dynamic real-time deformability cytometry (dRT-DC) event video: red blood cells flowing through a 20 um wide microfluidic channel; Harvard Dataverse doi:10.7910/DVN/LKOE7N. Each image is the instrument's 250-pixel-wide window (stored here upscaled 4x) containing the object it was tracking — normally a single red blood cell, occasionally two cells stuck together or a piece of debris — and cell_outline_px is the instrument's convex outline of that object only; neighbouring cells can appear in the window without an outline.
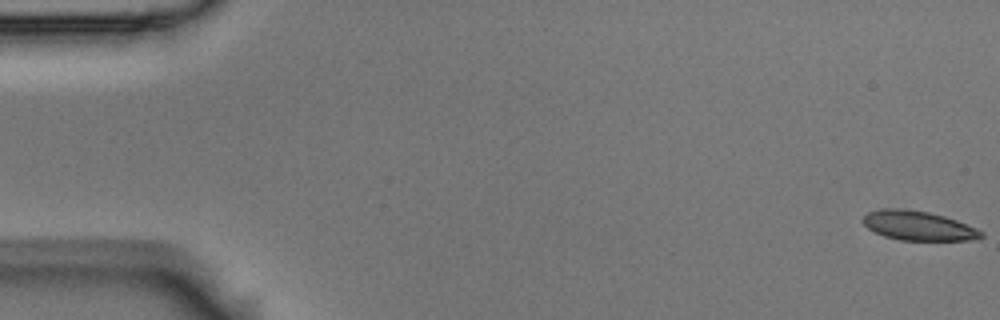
{"species": "Egyptian fruit bat (a non-hibernating species)", "species_latin": "Rousettus aegyptiacus", "temperature_condition": "room temperature", "stored_images_in_passage": 55, "camera_frame_rate_fps": 3000, "um_per_image_px": 0.085, "animal": {"sex": "male"}, "frame": {"image": 1, "passage_image": 1, "time_ms": 0.0, "image_size_px": [1000, 320], "cell_outline_px": [[984, 236], [972, 240], [900, 240], [884, 236], [868, 228], [860, 220], [868, 212], [884, 208], [904, 208], [928, 212], [944, 216], [956, 220], [976, 228], [984, 232]], "centroid_in_image_um": [78.04, 19.18], "position_along_channel_um": 7.0, "area_um2": 20.23}}
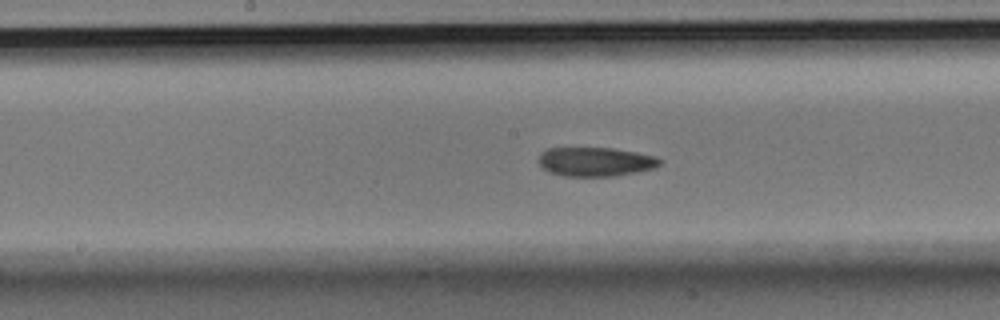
{"frame": {"image": 2, "passage_image": 28, "time_ms": 9.0, "image_size_px": [1000, 320], "cell_outline_px": [[664, 160], [656, 168], [636, 172], [612, 176], [564, 176], [548, 172], [540, 164], [540, 152], [548, 148], [612, 148], [636, 152], [656, 156]], "centroid_in_image_um": [50.65, 13.74], "position_along_channel_um": 197.5, "area_um2": 20.58}}
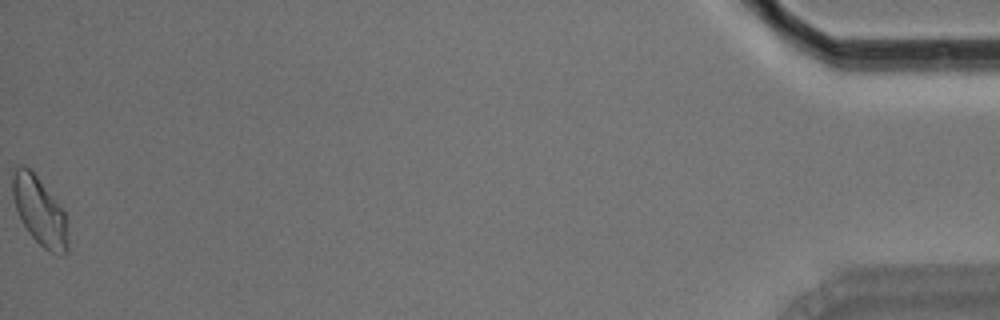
{"frame": {"image": 3, "passage_image": 55, "time_ms": 18.0, "image_size_px": [1000, 320], "cell_outline_px": [[68, 252], [64, 256], [60, 256], [48, 252], [28, 232], [16, 208], [12, 196], [12, 176], [16, 168], [20, 164], [24, 164], [32, 168], [64, 212], [68, 240]], "centroid_in_image_um": [3.36, 17.93], "position_along_channel_um": 431.8, "area_um2": 22.08}, "authors_computed_cell_mechanics": {"area_um2": 20.9814, "velocity_mm_per_s": 3.7087, "shape_relaxation_time_tau1_ms": null, "shape_relaxation_time_tau2_ms": 7.2805, "deformation_change_tau1": null, "deformation_change_tau2": 0.1375}}